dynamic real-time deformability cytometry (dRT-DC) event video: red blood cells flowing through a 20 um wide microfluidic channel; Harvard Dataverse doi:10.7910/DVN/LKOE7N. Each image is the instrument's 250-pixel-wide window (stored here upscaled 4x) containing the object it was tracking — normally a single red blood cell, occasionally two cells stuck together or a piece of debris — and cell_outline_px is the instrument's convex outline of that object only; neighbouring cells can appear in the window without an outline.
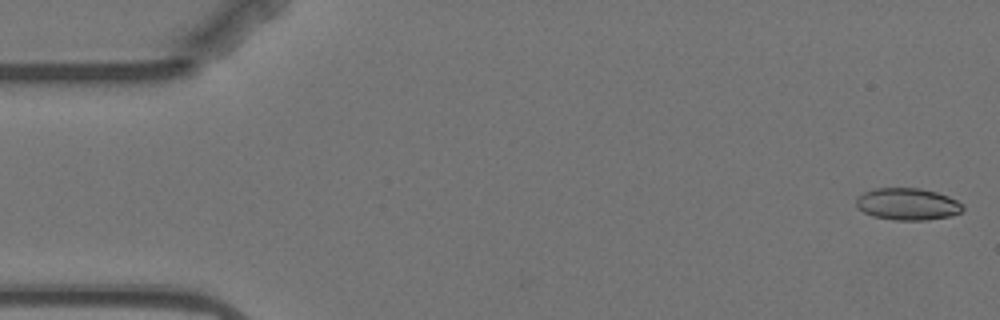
{"species": "Egyptian fruit bat (a non-hibernating species)", "species_latin": "Rousettus aegyptiacus", "temperature_condition": "warm", "stored_images_in_passage": 5, "camera_frame_rate_fps": 3000, "um_per_image_px": 0.085, "animal": {"sex": "female"}, "frame": {"image": 1, "passage_image": 1, "time_ms": 0.0, "image_size_px": [1000, 320], "cell_outline_px": [[964, 208], [960, 212], [952, 216], [928, 220], [892, 220], [872, 216], [856, 208], [856, 200], [864, 192], [872, 188], [920, 188], [936, 192], [948, 196], [964, 204]], "centroid_in_image_um": [77.14, 17.35], "position_along_channel_um": 7.9, "area_um2": 20.06}}
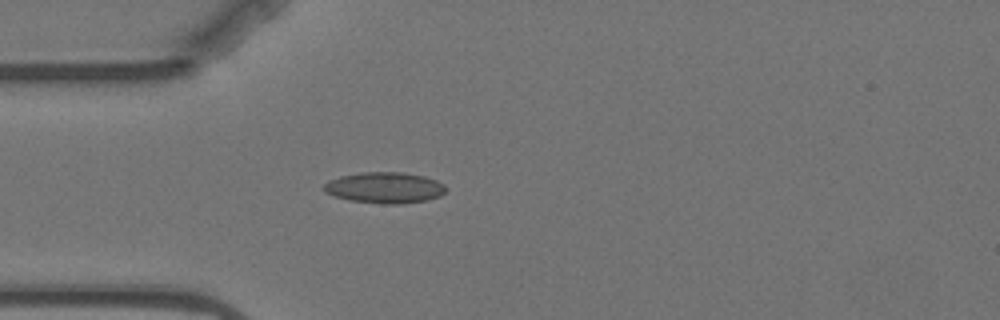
{"frame": {"image": 2, "passage_image": 5, "time_ms": 4.667, "image_size_px": [1000, 320], "cell_outline_px": [[444, 192], [440, 196], [424, 200], [400, 204], [384, 204], [352, 200], [336, 196], [324, 192], [324, 184], [328, 180], [340, 176], [360, 172], [400, 172], [424, 176], [436, 180], [444, 184]], "centroid_in_image_um": [32.68, 15.94], "position_along_channel_um": 52.3, "area_um2": 21.85}}